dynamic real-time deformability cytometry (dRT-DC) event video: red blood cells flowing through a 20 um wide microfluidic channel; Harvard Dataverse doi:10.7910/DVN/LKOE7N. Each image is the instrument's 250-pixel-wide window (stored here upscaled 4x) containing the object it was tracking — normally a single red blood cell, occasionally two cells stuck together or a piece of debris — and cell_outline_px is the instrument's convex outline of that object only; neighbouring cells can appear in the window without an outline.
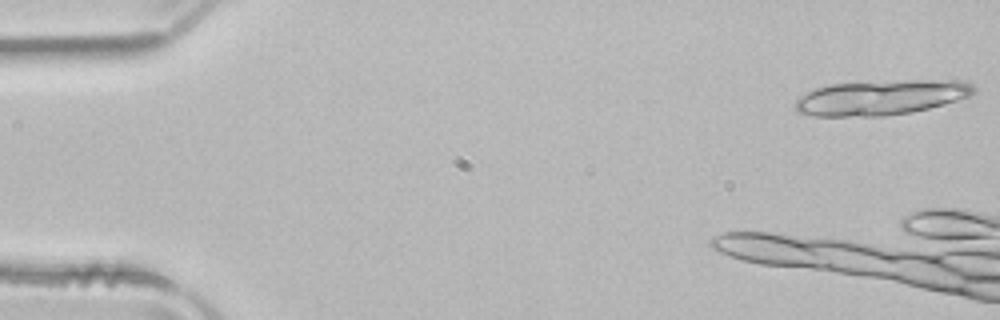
{"species": "common noctule bat (a hibernating species)", "species_latin": "Nyctalus noctula", "temperature_condition": "room temperature", "stored_images_in_passage": 5, "camera_frame_rate_fps": 3000, "um_per_image_px": 0.085, "animal": {"sex": "male", "body_mass_g": 21.5, "forearm_length_mm": 52.0}, "frame": {"image": 1, "passage_image": 1, "time_ms": 0.0, "image_size_px": [1000, 320], "cell_outline_px": [[976, 92], [968, 96], [944, 104], [912, 112], [884, 116], [812, 116], [796, 112], [792, 104], [800, 96], [816, 88], [828, 84], [904, 80], [956, 80], [972, 84], [976, 88]], "centroid_in_image_um": [74.84, 8.29], "position_along_channel_um": 10.2, "area_um2": 36.53}}